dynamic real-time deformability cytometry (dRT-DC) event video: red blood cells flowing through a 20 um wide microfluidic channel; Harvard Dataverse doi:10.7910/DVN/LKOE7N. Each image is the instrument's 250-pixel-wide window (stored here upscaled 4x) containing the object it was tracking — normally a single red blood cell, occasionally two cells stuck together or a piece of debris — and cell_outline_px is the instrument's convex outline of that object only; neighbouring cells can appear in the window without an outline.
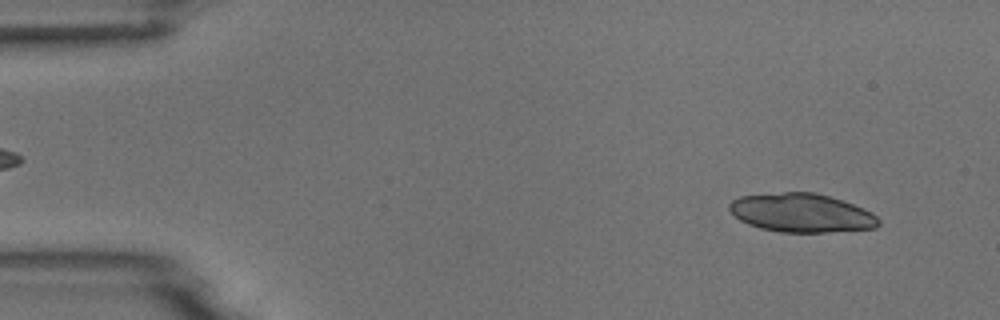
{"species": "common noctule bat (a hibernating species)", "species_latin": "Nyctalus noctula", "temperature_condition": "room temperature", "stored_images_in_passage": 23, "camera_frame_rate_fps": 3000, "um_per_image_px": 0.085, "animal": {"sex": "male", "body_mass_g": 18.8}, "frame": {"image": 1, "passage_image": 4, "time_ms": 1.0, "image_size_px": [1000, 320], "cell_outline_px": [[880, 224], [876, 228], [824, 232], [780, 232], [760, 228], [748, 224], [740, 220], [728, 208], [728, 204], [732, 200], [740, 196], [784, 192], [812, 192], [828, 196], [864, 208], [872, 212], [880, 220]], "centroid_in_image_um": [68.12, 18.1], "position_along_channel_um": 16.9, "area_um2": 33.52}}